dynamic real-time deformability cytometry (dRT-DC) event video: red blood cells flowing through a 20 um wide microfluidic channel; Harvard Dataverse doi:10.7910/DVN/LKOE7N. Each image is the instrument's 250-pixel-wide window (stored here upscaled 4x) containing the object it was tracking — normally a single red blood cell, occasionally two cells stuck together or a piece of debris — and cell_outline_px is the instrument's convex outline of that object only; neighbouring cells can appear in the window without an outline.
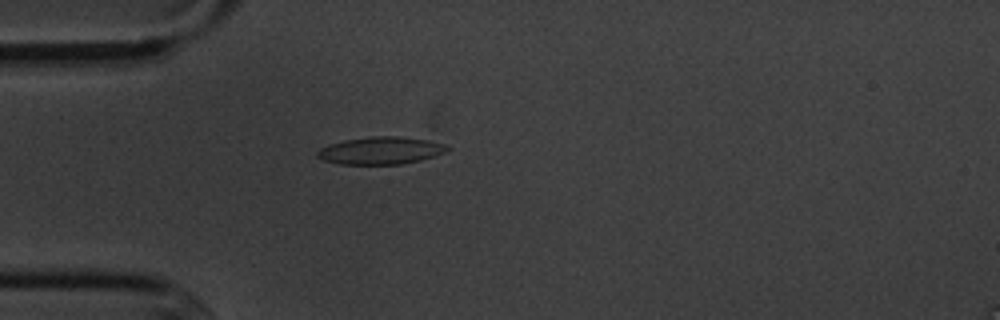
{"species": "common noctule bat (a hibernating species)", "species_latin": "Nyctalus noctula", "temperature_condition": "cold", "stored_images_in_passage": 4, "camera_frame_rate_fps": 3000, "um_per_image_px": 0.085, "animal": {"sex": "male", "body_mass_g": 20.1, "forearm_length_mm": 53.5}, "frame": {"image": 1, "passage_image": 4, "time_ms": 4.333, "image_size_px": [1000, 320], "cell_outline_px": [[452, 148], [444, 152], [420, 160], [400, 164], [340, 164], [324, 160], [316, 156], [316, 152], [320, 148], [344, 140], [372, 136], [396, 136], [428, 140], [448, 144]], "centroid_in_image_um": [32.38, 12.79], "position_along_channel_um": 52.6, "area_um2": 20.63}}